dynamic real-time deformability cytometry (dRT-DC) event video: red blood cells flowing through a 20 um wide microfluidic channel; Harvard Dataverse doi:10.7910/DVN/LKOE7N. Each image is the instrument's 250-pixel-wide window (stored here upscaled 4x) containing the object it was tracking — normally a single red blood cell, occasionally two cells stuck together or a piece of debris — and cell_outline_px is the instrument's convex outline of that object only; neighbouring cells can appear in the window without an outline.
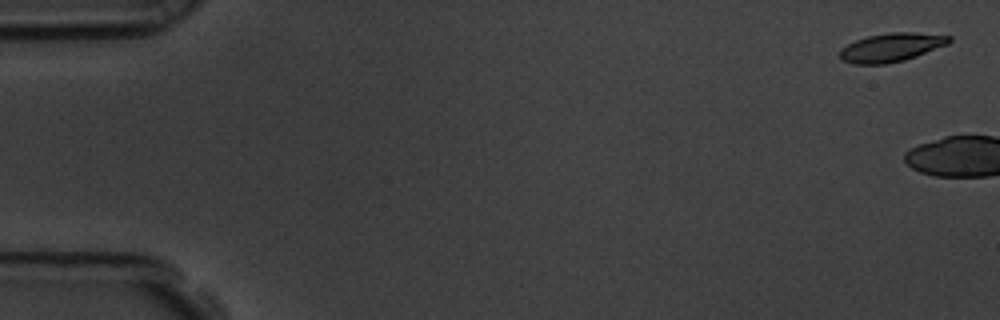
{"species": "common noctule bat (a hibernating species)", "species_latin": "Nyctalus noctula", "temperature_condition": "room temperature", "stored_images_in_passage": 5, "camera_frame_rate_fps": 3000, "um_per_image_px": 0.085, "animal": {"sex": "male", "body_mass_g": 19.5, "forearm_length_mm": 54.6}, "frame": {"image": 1, "passage_image": 2, "time_ms": 0.333, "image_size_px": [1000, 320], "cell_outline_px": [[952, 40], [948, 44], [916, 56], [904, 60], [884, 64], [852, 64], [844, 60], [840, 56], [840, 48], [856, 40], [868, 36], [888, 32], [912, 32], [952, 36]], "centroid_in_image_um": [75.77, 4.02], "position_along_channel_um": 9.2, "area_um2": 18.15}}